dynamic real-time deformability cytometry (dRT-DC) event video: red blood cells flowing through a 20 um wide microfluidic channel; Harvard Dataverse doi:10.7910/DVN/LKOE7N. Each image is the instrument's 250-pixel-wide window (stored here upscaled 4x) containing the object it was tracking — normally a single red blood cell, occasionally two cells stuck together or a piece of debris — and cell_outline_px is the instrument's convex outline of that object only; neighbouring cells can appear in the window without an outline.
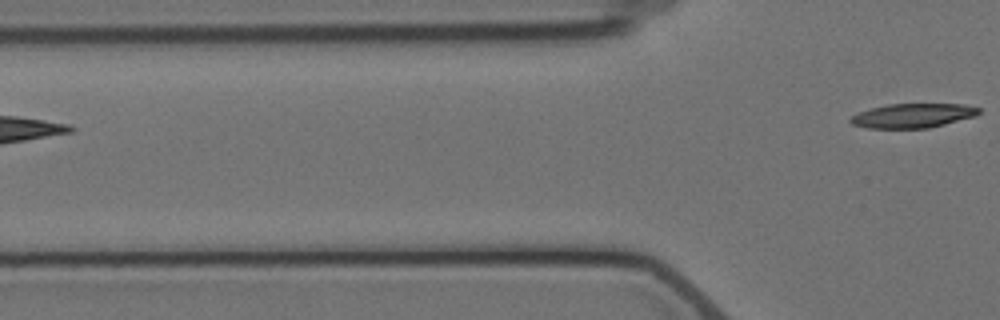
{"species": "Egyptian fruit bat (a non-hibernating species)", "species_latin": "Rousettus aegyptiacus", "temperature_condition": "cold", "stored_images_in_passage": 7, "camera_frame_rate_fps": 3000, "um_per_image_px": 0.085, "animal": {"sex": "female"}, "frame": {"image": 1, "passage_image": 7, "time_ms": 11.333, "image_size_px": [1000, 320], "cell_outline_px": [[980, 112], [976, 116], [928, 128], [868, 128], [852, 124], [848, 120], [852, 116], [860, 112], [872, 108], [888, 104], [964, 104], [980, 108]], "centroid_in_image_um": [77.61, 9.83], "position_along_channel_um": 48.2, "area_um2": 18.03}}